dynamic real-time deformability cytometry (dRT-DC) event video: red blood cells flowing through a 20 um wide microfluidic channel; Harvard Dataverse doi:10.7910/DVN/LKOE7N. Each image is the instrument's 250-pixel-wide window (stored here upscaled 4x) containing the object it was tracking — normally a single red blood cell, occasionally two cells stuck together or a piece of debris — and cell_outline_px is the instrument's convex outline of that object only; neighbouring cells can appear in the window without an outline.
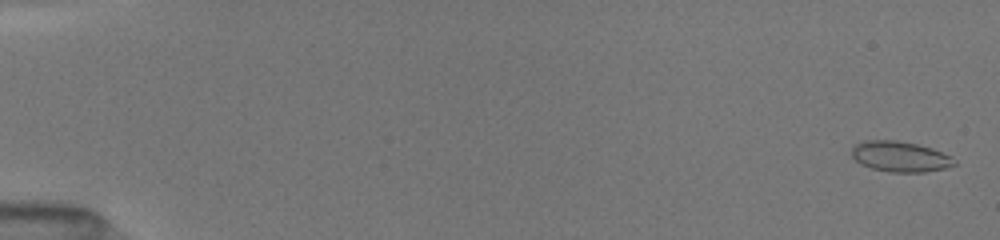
{"species": "common noctule bat (a hibernating species)", "species_latin": "Nyctalus noctula", "temperature_condition": "room temperature", "stored_images_in_passage": 52, "camera_frame_rate_fps": 3000, "um_per_image_px": 0.085, "animal": {"sex": "female", "body_mass_g": 19.5, "forearm_length_mm": 54.1}, "frame": {"image": 1, "passage_image": 2, "time_ms": 0.333, "image_size_px": [1000, 240], "cell_outline_px": [[956, 164], [944, 168], [924, 172], [888, 172], [872, 168], [860, 164], [852, 156], [852, 144], [864, 140], [896, 140], [916, 144], [932, 148], [952, 156], [956, 160]], "centroid_in_image_um": [76.49, 13.3], "position_along_channel_um": 8.5, "area_um2": 18.38}}
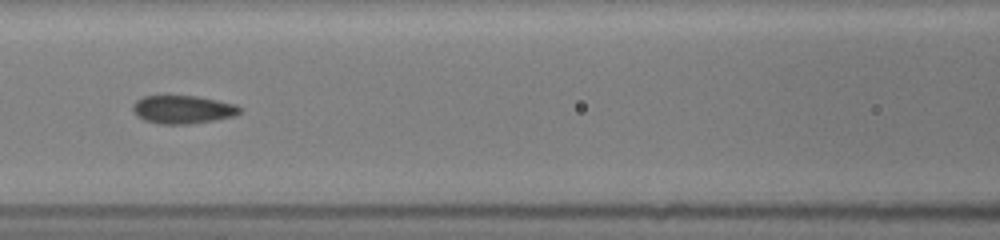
{"frame": {"image": 2, "passage_image": 25, "time_ms": 8.0, "image_size_px": [1000, 240], "cell_outline_px": [[240, 112], [236, 116], [188, 124], [160, 124], [144, 120], [136, 116], [132, 108], [132, 104], [136, 100], [144, 96], [196, 96], [236, 104], [240, 108]], "centroid_in_image_um": [15.51, 9.31], "position_along_channel_um": 151.1, "area_um2": 17.51}}
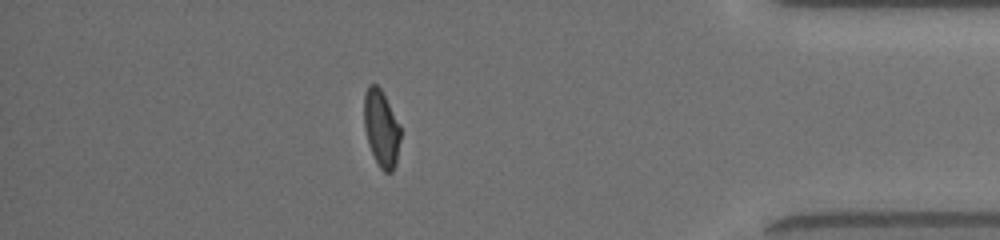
{"frame": {"image": 3, "passage_image": 46, "time_ms": 15.0, "image_size_px": [1000, 240], "cell_outline_px": [[400, 140], [396, 164], [392, 172], [384, 172], [380, 168], [368, 144], [364, 128], [364, 92], [368, 84], [376, 84], [380, 88], [400, 124]], "centroid_in_image_um": [32.4, 10.9], "position_along_channel_um": 402.8, "area_um2": 16.36}, "authors_computed_cell_mechanics": {"area_um2": 17.5134, "velocity_mm_per_s": 4.0688, "shape_relaxation_time_tau1_ms": null, "shape_relaxation_time_tau2_ms": 1.626, "deformation_change_tau1": null, "deformation_change_tau2": 0.061}}